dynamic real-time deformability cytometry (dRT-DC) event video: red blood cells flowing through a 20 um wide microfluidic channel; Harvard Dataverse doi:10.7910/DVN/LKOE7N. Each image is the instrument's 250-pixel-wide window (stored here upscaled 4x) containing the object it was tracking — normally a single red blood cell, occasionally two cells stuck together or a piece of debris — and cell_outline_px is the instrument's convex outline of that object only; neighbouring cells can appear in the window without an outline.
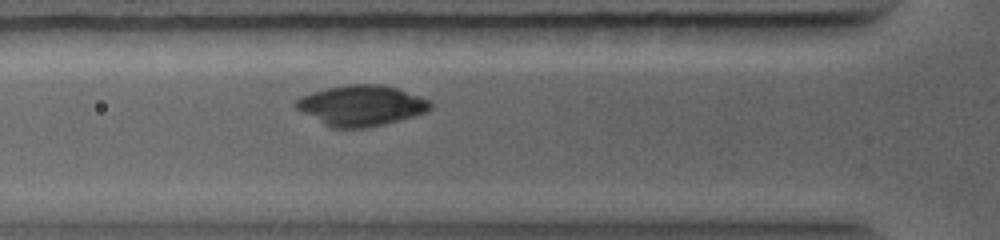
{"species": "common noctule bat (a hibernating species)", "species_latin": "Nyctalus noctula", "temperature_condition": "warm", "stored_images_in_passage": 22, "camera_frame_rate_fps": 5000, "um_per_image_px": 0.085, "animal": {"sex": "female", "body_mass_g": 19.0, "forearm_length_mm": 56.7}, "frame": {"image": 1, "passage_image": 6, "time_ms": 2.4, "image_size_px": [1000, 240], "cell_outline_px": [[432, 108], [424, 112], [412, 116], [384, 124], [368, 128], [332, 128], [296, 108], [292, 104], [300, 96], [312, 92], [328, 88], [352, 84], [380, 84], [396, 88], [428, 100], [432, 104]], "centroid_in_image_um": [30.67, 8.97], "position_along_channel_um": 95.1, "area_um2": 31.27}}
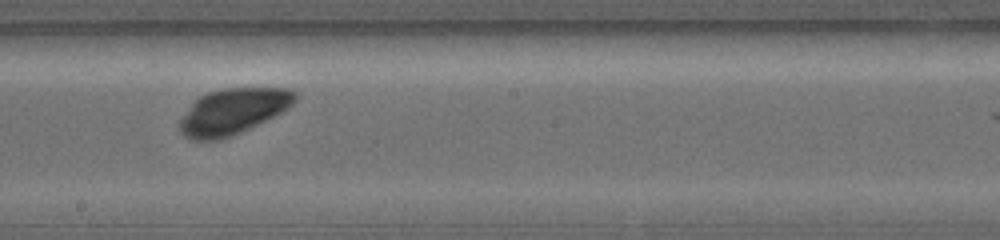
{"frame": {"image": 2, "passage_image": 13, "time_ms": 5.0, "image_size_px": [1000, 240], "cell_outline_px": [[300, 92], [296, 100], [288, 108], [232, 136], [216, 140], [192, 140], [184, 136], [180, 132], [180, 120], [188, 108], [200, 96], [208, 92], [224, 88], [292, 88]], "centroid_in_image_um": [19.82, 9.45], "position_along_channel_um": 228.4, "area_um2": 30.52}}
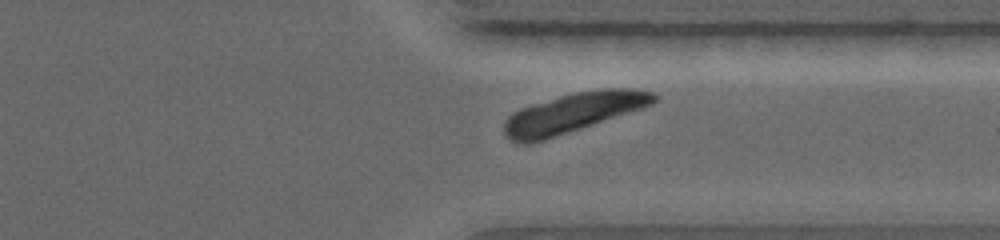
{"frame": {"image": 3, "passage_image": 20, "time_ms": 7.6, "image_size_px": [1000, 240], "cell_outline_px": [[660, 96], [652, 104], [532, 144], [520, 144], [504, 136], [504, 120], [512, 112], [520, 108], [560, 96], [576, 92], [604, 88], [632, 88], [656, 92]], "centroid_in_image_um": [48.68, 9.58], "position_along_channel_um": 362.7, "area_um2": 34.22}}